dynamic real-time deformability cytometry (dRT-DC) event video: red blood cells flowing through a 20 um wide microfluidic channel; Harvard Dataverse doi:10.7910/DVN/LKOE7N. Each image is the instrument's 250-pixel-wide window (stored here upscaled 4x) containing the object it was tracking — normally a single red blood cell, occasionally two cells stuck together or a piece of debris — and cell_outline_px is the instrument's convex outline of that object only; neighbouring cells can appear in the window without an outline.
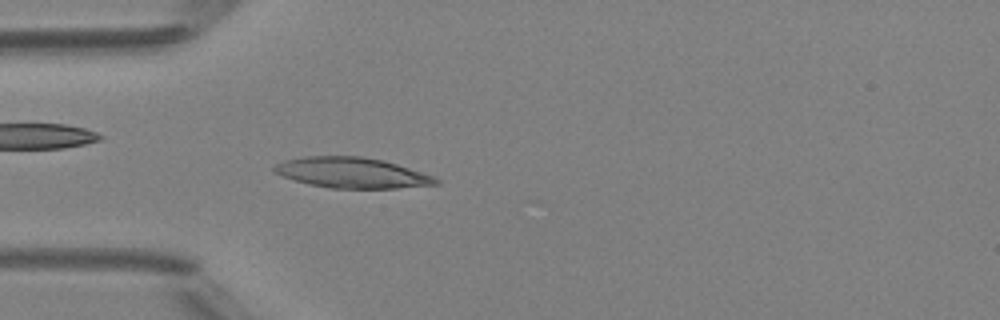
{"species": "Egyptian fruit bat (a non-hibernating species)", "species_latin": "Rousettus aegyptiacus", "temperature_condition": "room temperature", "stored_images_in_passage": 42, "camera_frame_rate_fps": 3000, "um_per_image_px": 0.085, "animal": {"sex": "female"}, "frame": {"image": 1, "passage_image": 8, "time_ms": 2.333, "image_size_px": [1000, 320], "cell_outline_px": [[440, 184], [396, 188], [328, 188], [308, 184], [272, 172], [272, 168], [276, 164], [284, 160], [304, 156], [360, 156], [384, 160], [432, 176], [440, 180]], "centroid_in_image_um": [29.88, 14.68], "position_along_channel_um": 55.1, "area_um2": 28.61}}
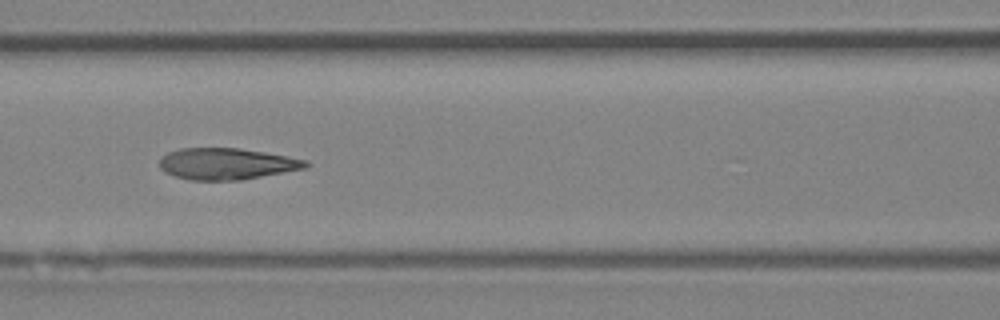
{"frame": {"image": 2, "passage_image": 15, "time_ms": 4.667, "image_size_px": [1000, 320], "cell_outline_px": [[312, 164], [308, 168], [240, 180], [188, 180], [164, 172], [160, 168], [160, 160], [168, 152], [180, 148], [240, 148], [288, 156], [308, 160]], "centroid_in_image_um": [19.32, 13.92], "position_along_channel_um": 147.3, "area_um2": 26.93}}
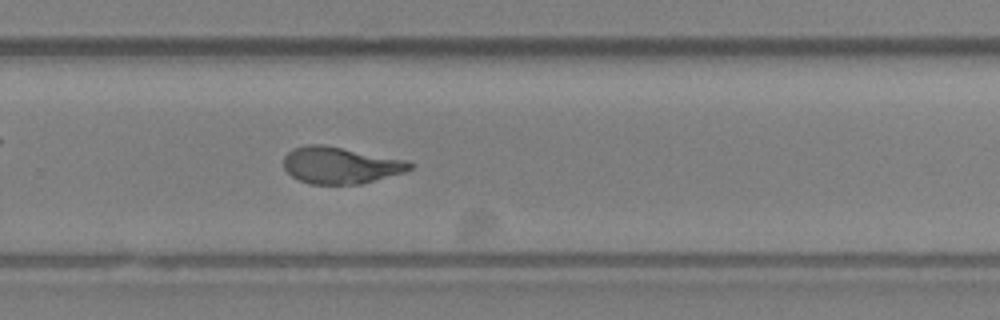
{"frame": {"image": 3, "passage_image": 26, "time_ms": 8.333, "image_size_px": [1000, 320], "cell_outline_px": [[412, 168], [404, 172], [360, 184], [312, 184], [300, 180], [292, 176], [284, 168], [284, 156], [292, 148], [304, 144], [324, 144], [404, 160], [412, 164]], "centroid_in_image_um": [28.88, 14.04], "position_along_channel_um": 300.9, "area_um2": 26.76}, "authors_computed_cell_mechanics": {"area_um2": 27.2527, "velocity_mm_per_s": 4.2065, "shape_relaxation_time_tau1_ms": 7.9821, "shape_relaxation_time_tau2_ms": 0.9903, "deformation_change_tau1": 0.2699, "deformation_change_tau2": 0.0745}}